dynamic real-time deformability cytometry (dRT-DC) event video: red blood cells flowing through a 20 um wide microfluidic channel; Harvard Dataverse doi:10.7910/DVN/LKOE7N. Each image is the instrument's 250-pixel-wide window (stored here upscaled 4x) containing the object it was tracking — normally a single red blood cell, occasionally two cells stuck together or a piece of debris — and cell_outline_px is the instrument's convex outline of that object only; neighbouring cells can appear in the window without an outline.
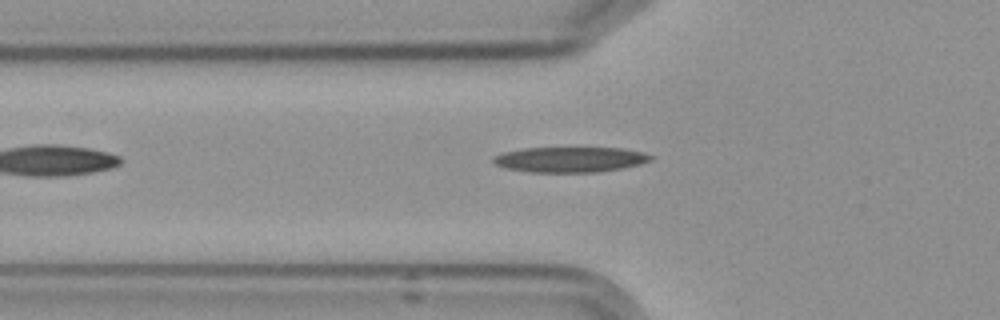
{"species": "Egyptian fruit bat (a non-hibernating species)", "species_latin": "Rousettus aegyptiacus", "temperature_condition": "cold", "stored_images_in_passage": 6, "camera_frame_rate_fps": 3000, "um_per_image_px": 0.085, "frame": {"image": 1, "passage_image": 5, "time_ms": 4.667, "image_size_px": [1000, 320], "cell_outline_px": [[652, 160], [640, 164], [620, 168], [596, 172], [532, 172], [504, 168], [496, 164], [492, 160], [496, 156], [504, 152], [524, 148], [620, 148], [640, 152], [652, 156]], "centroid_in_image_um": [48.44, 13.56], "position_along_channel_um": 77.4, "area_um2": 22.89}}
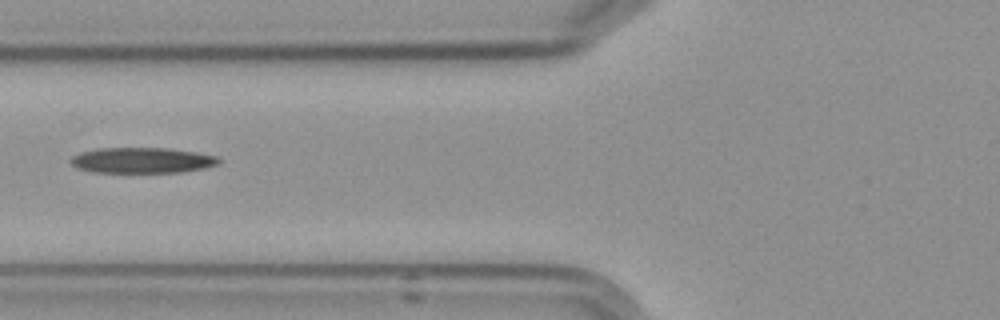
{"frame": {"image": 2, "passage_image": 6, "time_ms": 5.667, "image_size_px": [1000, 320], "cell_outline_px": [[220, 160], [216, 164], [204, 168], [180, 172], [92, 172], [76, 168], [72, 164], [72, 156], [80, 152], [96, 148], [164, 148], [192, 152], [216, 156]], "centroid_in_image_um": [12.01, 13.63], "position_along_channel_um": 113.8, "area_um2": 21.79}}